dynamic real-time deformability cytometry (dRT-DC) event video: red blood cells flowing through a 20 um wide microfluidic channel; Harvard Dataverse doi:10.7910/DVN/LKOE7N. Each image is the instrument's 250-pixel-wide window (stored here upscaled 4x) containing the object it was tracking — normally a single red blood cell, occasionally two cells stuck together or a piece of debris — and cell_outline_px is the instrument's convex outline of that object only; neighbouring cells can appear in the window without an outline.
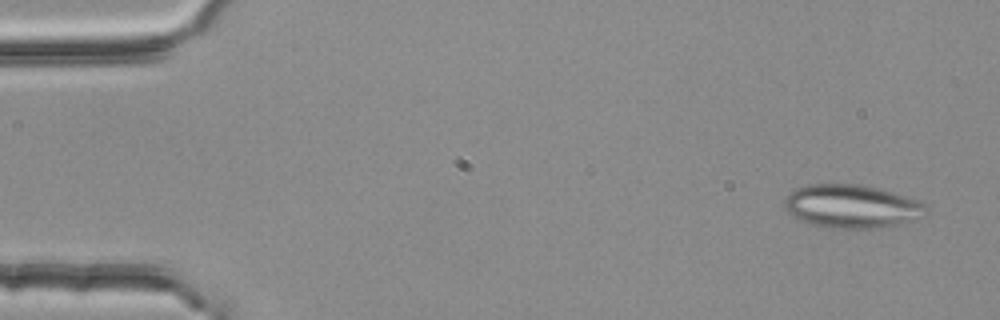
{"species": "common noctule bat (a hibernating species)", "species_latin": "Nyctalus noctula", "temperature_condition": "room temperature", "stored_images_in_passage": 4, "camera_frame_rate_fps": 3000, "um_per_image_px": 0.085, "animal": {"sex": "female", "body_mass_g": 25.1}, "frame": {"image": 1, "passage_image": 1, "time_ms": 0.0, "image_size_px": [1000, 320], "cell_outline_px": [[924, 204], [912, 220], [880, 228], [828, 228], [812, 224], [800, 220], [792, 216], [788, 212], [784, 204], [784, 200], [796, 188], [808, 184], [864, 184], [920, 200]], "centroid_in_image_um": [72.29, 17.52], "position_along_channel_um": 12.7, "area_um2": 35.08}}